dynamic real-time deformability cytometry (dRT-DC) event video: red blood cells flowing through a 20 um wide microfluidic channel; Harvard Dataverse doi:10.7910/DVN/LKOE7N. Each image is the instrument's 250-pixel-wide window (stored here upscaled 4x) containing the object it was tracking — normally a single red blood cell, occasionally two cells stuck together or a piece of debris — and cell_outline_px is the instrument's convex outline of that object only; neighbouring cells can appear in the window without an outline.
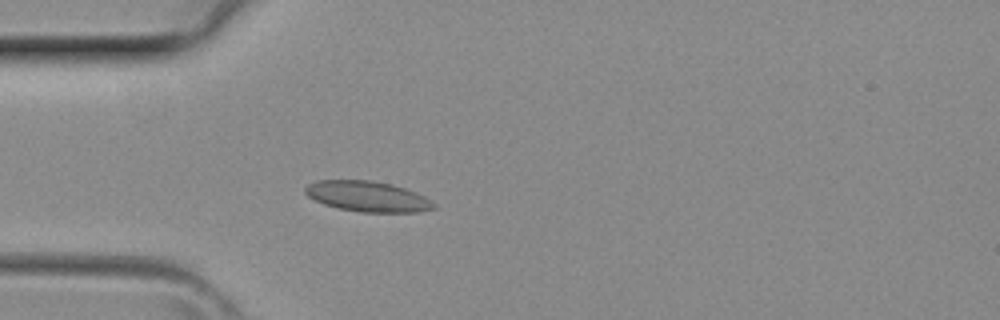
{"species": "common noctule bat (a hibernating species)", "species_latin": "Nyctalus noctula", "temperature_condition": "room temperature", "stored_images_in_passage": 3, "camera_frame_rate_fps": 3000, "um_per_image_px": 0.085, "animal": {"sex": "female", "body_mass_g": 29.2, "forearm_length_mm": 56.3}, "frame": {"image": 1, "passage_image": 3, "time_ms": 0.667, "image_size_px": [1000, 320], "cell_outline_px": [[436, 208], [420, 212], [360, 212], [336, 208], [324, 204], [308, 196], [304, 192], [304, 188], [308, 184], [316, 180], [372, 180], [392, 184], [416, 192], [424, 196], [436, 204]], "centroid_in_image_um": [31.24, 16.69], "position_along_channel_um": 53.8, "area_um2": 23.0}}